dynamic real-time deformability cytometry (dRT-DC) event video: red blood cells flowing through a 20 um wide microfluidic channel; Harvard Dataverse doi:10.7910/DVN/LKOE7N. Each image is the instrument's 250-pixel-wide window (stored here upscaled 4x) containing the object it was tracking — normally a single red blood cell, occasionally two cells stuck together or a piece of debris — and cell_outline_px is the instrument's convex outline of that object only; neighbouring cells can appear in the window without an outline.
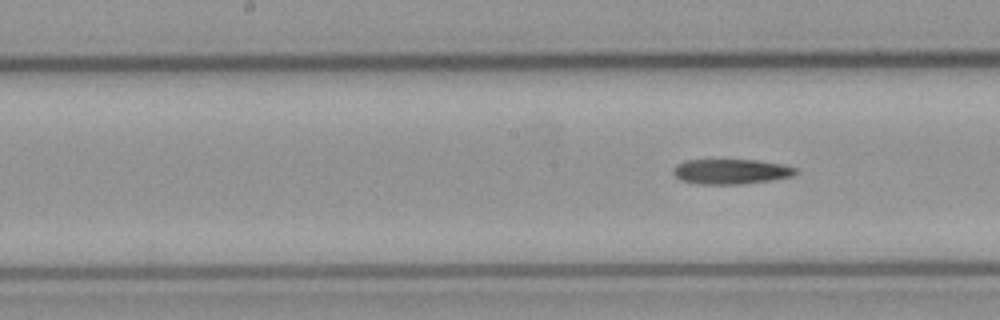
{"species": "common noctule bat (a hibernating species)", "species_latin": "Nyctalus noctula", "temperature_condition": "cold", "stored_images_in_passage": 9, "segment_of_instrument_passage": [2, 2], "camera_frame_rate_fps": 3000, "um_per_image_px": 0.085, "animal": {"sex": "male", "body_mass_g": 23.1, "forearm_length_mm": 52.7}, "frame": {"image": 1, "passage_image": 9, "time_ms": 10.0, "image_size_px": [1000, 320], "cell_outline_px": [[796, 172], [792, 176], [772, 180], [744, 184], [700, 184], [680, 180], [672, 172], [672, 168], [676, 164], [688, 160], [756, 160], [784, 164], [796, 168]], "centroid_in_image_um": [62.12, 14.58], "position_along_channel_um": 186.1, "area_um2": 17.92}}